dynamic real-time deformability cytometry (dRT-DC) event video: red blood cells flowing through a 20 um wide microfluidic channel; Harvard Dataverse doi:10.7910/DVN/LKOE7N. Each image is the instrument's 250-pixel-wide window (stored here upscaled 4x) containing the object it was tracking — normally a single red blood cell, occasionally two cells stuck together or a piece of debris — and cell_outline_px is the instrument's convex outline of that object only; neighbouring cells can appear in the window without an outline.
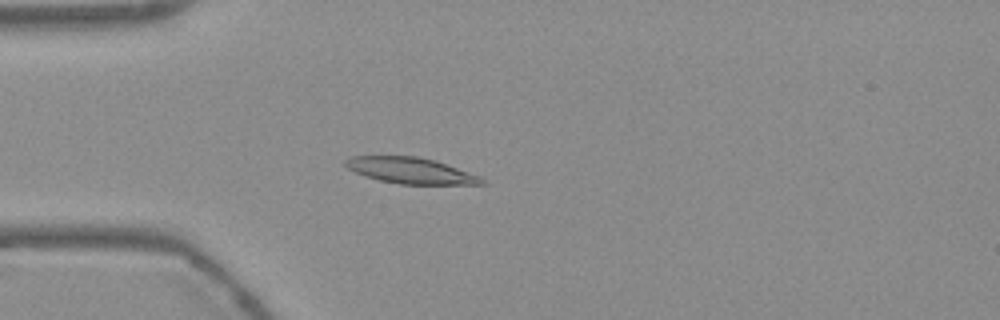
{"species": "Egyptian fruit bat (a non-hibernating species)", "species_latin": "Rousettus aegyptiacus", "temperature_condition": "warm", "stored_images_in_passage": 49, "camera_frame_rate_fps": 3000, "um_per_image_px": 0.085, "frame": {"image": 1, "passage_image": 10, "time_ms": 3.0, "image_size_px": [1000, 320], "cell_outline_px": [[488, 184], [400, 184], [380, 180], [364, 176], [348, 168], [344, 164], [344, 160], [352, 156], [416, 156], [436, 160], [480, 176]], "centroid_in_image_um": [34.91, 14.49], "position_along_channel_um": 50.1, "area_um2": 20.63}}
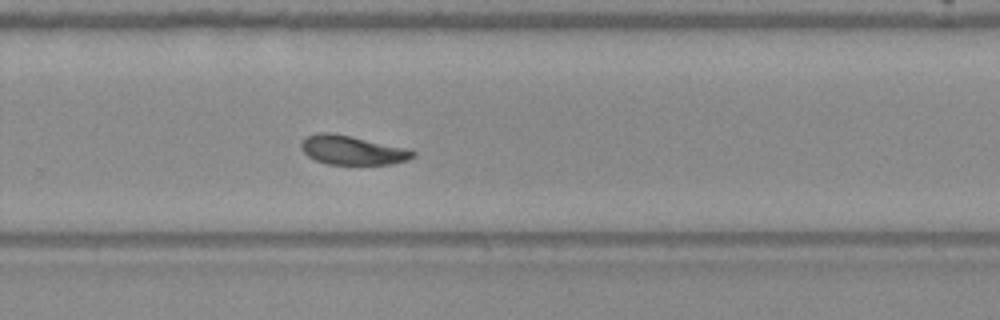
{"frame": {"image": 2, "passage_image": 31, "time_ms": 10.0, "image_size_px": [1000, 320], "cell_outline_px": [[416, 156], [408, 160], [392, 164], [328, 164], [316, 160], [308, 156], [300, 148], [300, 144], [308, 136], [320, 132], [332, 132], [408, 148], [416, 152]], "centroid_in_image_um": [29.98, 12.76], "position_along_channel_um": 299.8, "area_um2": 18.96}}
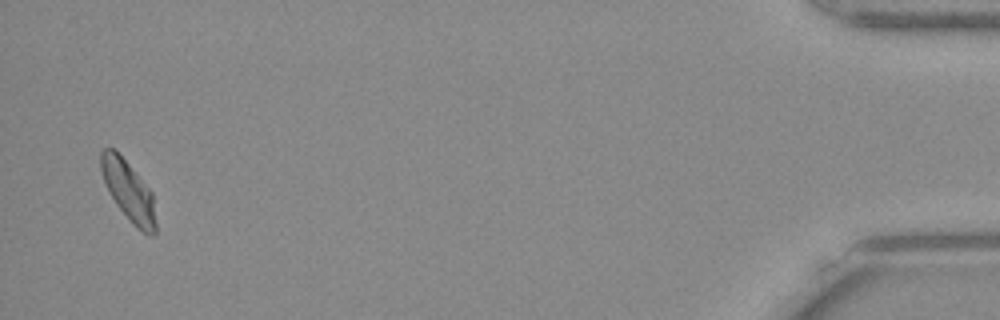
{"frame": {"image": 3, "passage_image": 48, "time_ms": 15.667, "image_size_px": [1000, 320], "cell_outline_px": [[156, 232], [152, 236], [148, 236], [136, 228], [128, 220], [116, 204], [108, 192], [100, 168], [100, 152], [104, 148], [112, 148], [128, 164], [152, 192], [156, 224]], "centroid_in_image_um": [10.92, 16.29], "position_along_channel_um": 424.3, "area_um2": 19.07}, "authors_computed_cell_mechanics": {"area_um2": 19.1318, "velocity_mm_per_s": 3.725, "shape_relaxation_time_tau1_ms": 9.6082, "shape_relaxation_time_tau2_ms": 5.4626, "deformation_change_tau1": 0.2185, "deformation_change_tau2": 0.1035}}